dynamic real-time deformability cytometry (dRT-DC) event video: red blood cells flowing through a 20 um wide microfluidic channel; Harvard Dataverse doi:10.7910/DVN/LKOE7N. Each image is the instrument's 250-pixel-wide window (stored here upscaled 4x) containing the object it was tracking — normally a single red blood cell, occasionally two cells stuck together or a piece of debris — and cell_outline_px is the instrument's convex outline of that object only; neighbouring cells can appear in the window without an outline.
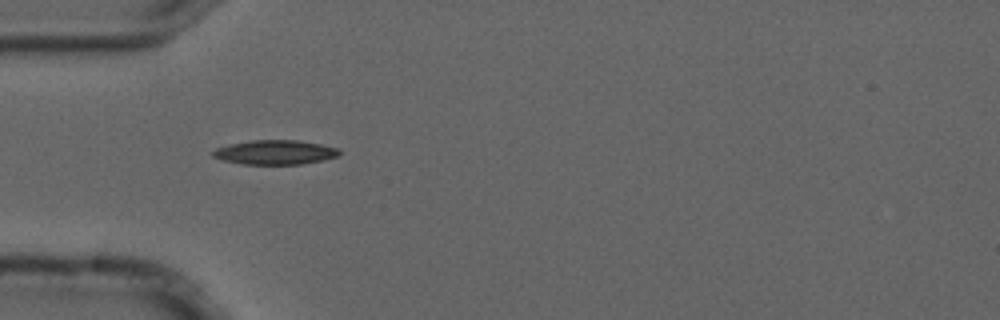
{"species": "common noctule bat (a hibernating species)", "species_latin": "Nyctalus noctula", "temperature_condition": "cold", "stored_images_in_passage": 2, "camera_frame_rate_fps": 3000, "um_per_image_px": 0.085, "animal": {"sex": "male", "forearm_length_mm": 52.5}, "frame": {"image": 1, "passage_image": 1, "time_ms": 0.0, "image_size_px": [1000, 320], "cell_outline_px": [[340, 156], [300, 164], [244, 164], [224, 160], [212, 156], [212, 152], [216, 148], [232, 144], [252, 140], [300, 140], [320, 144], [336, 148], [340, 152]], "centroid_in_image_um": [23.39, 12.94], "position_along_channel_um": 61.6, "area_um2": 17.69}}
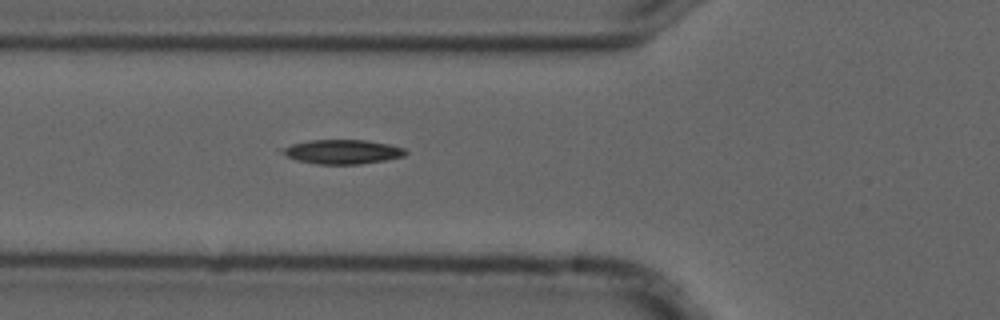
{"frame": {"image": 2, "passage_image": 2, "time_ms": 0.333, "image_size_px": [1000, 320], "cell_outline_px": [[408, 152], [404, 156], [384, 160], [360, 164], [316, 164], [296, 160], [288, 156], [284, 152], [284, 148], [292, 144], [312, 140], [364, 140], [388, 144], [404, 148]], "centroid_in_image_um": [29.15, 12.9], "position_along_channel_um": 96.6, "area_um2": 17.11}}